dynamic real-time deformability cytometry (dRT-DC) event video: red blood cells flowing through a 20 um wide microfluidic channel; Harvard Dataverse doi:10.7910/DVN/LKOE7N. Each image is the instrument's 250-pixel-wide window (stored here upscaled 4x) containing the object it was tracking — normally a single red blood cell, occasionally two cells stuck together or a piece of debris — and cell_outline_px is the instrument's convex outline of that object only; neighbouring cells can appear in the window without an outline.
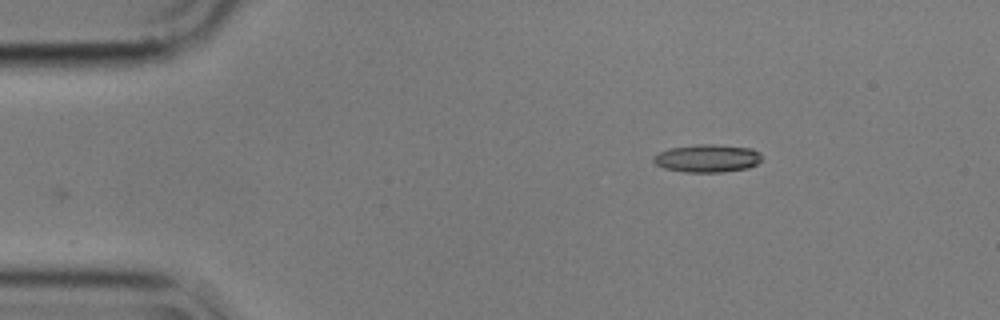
{"species": "common noctule bat (a hibernating species)", "species_latin": "Nyctalus noctula", "temperature_condition": "cold", "stored_images_in_passage": 2, "camera_frame_rate_fps": 3000, "um_per_image_px": 0.085, "animal": {"sex": "male", "body_mass_g": 17.9}, "frame": {"image": 1, "passage_image": 2, "time_ms": 0.333, "image_size_px": [1000, 320], "cell_outline_px": [[760, 160], [756, 164], [748, 168], [720, 172], [684, 172], [664, 168], [656, 164], [652, 160], [652, 156], [668, 148], [696, 144], [712, 144], [752, 148], [760, 152]], "centroid_in_image_um": [60.09, 13.45], "position_along_channel_um": 24.9, "area_um2": 17.63}}